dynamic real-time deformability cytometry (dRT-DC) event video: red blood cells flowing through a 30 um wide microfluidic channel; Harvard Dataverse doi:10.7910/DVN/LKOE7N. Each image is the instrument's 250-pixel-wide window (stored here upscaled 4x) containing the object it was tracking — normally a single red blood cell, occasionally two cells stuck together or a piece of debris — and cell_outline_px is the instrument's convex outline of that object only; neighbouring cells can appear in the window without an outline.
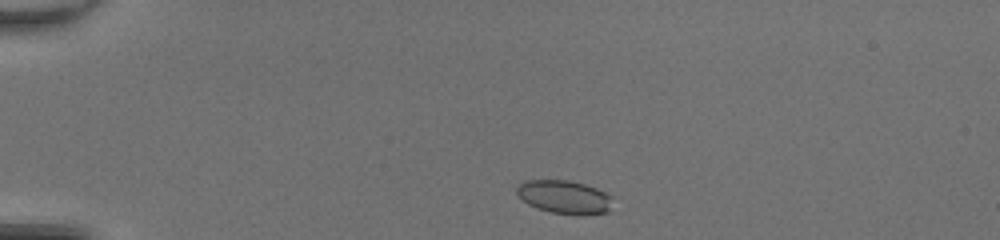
{"species": "common noctule bat (a hibernating species)", "species_latin": "Nyctalus noctula", "temperature_condition": "room temperature", "stored_images_in_passage": 39, "camera_frame_rate_fps": 3000, "um_per_image_px": 0.085, "animal": {"sex": "female", "body_mass_g": 20.0, "forearm_length_mm": 54.0}, "frame": {"image": 1, "passage_image": 1, "time_ms": 0.0, "image_size_px": [1000, 240], "cell_outline_px": [[612, 196], [608, 212], [580, 216], [552, 212], [536, 208], [528, 204], [516, 192], [516, 188], [524, 180], [568, 180], [584, 184], [596, 188]], "centroid_in_image_um": [47.97, 16.75], "position_along_channel_um": 37.0, "area_um2": 18.61}}
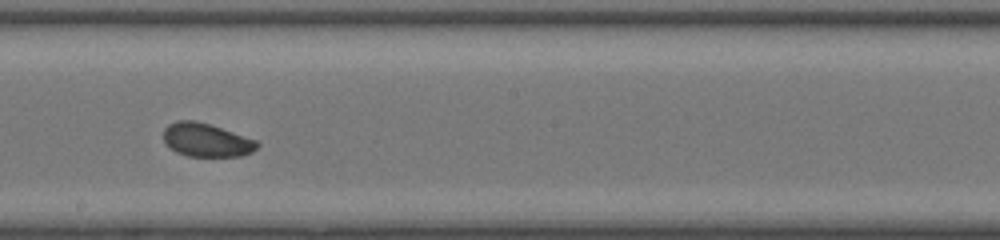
{"frame": {"image": 2, "passage_image": 19, "time_ms": 6.0, "image_size_px": [1000, 240], "cell_outline_px": [[260, 144], [252, 152], [240, 156], [188, 156], [176, 152], [164, 140], [164, 128], [168, 124], [176, 120], [192, 120], [208, 124], [256, 140]], "centroid_in_image_um": [17.53, 11.9], "position_along_channel_um": 230.7, "area_um2": 17.98}}
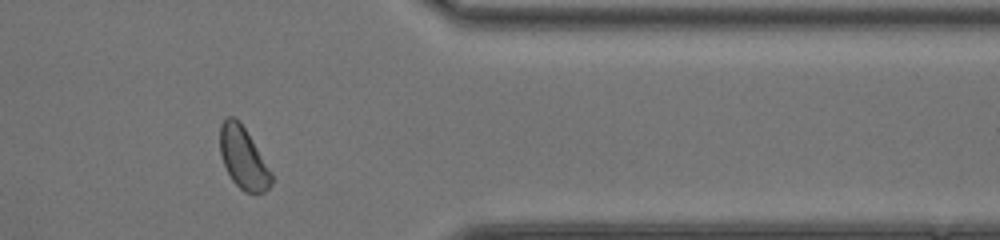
{"frame": {"image": 3, "passage_image": 31, "time_ms": 10.0, "image_size_px": [1000, 240], "cell_outline_px": [[272, 184], [264, 192], [256, 196], [244, 192], [232, 180], [224, 164], [220, 152], [220, 124], [228, 116], [232, 116], [240, 120], [272, 172]], "centroid_in_image_um": [20.69, 13.45], "position_along_channel_um": 390.7, "area_um2": 18.67}, "authors_computed_cell_mechanics": {"area_um2": 18.6116, "velocity_mm_per_s": 4.2654, "shape_relaxation_time_tau1_ms": 2.3181, "shape_relaxation_time_tau2_ms": 3.7267, "deformation_change_tau1": 0.0774, "deformation_change_tau2": 0.0781}}